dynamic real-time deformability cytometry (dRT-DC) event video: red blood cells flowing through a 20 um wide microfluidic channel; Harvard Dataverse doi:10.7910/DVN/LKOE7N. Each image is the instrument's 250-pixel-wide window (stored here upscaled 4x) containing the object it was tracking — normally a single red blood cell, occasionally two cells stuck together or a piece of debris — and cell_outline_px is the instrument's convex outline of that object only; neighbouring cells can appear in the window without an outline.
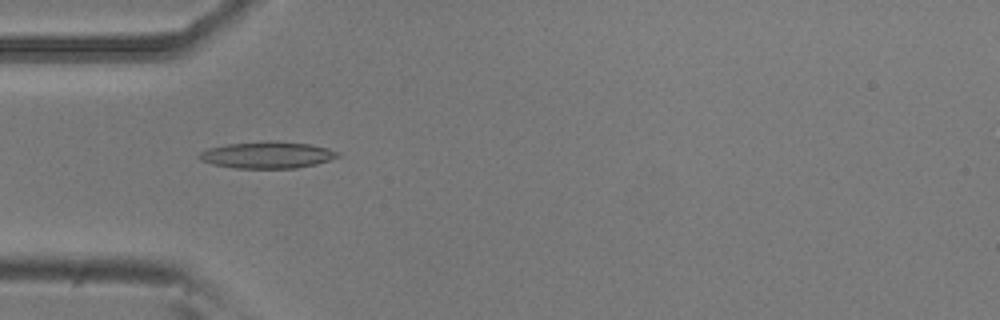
{"species": "common noctule bat (a hibernating species)", "species_latin": "Nyctalus noctula", "temperature_condition": "room temperature", "stored_images_in_passage": 53, "camera_frame_rate_fps": 3000, "um_per_image_px": 0.085, "animal": {"sex": "male", "body_mass_g": 20.5, "forearm_length_mm": 52.5}, "frame": {"image": 1, "passage_image": 16, "time_ms": 5.0, "image_size_px": [1000, 320], "cell_outline_px": [[340, 156], [316, 164], [296, 168], [232, 168], [212, 164], [200, 160], [196, 156], [200, 152], [208, 148], [228, 144], [264, 140], [276, 140], [312, 144], [328, 148], [340, 152]], "centroid_in_image_um": [22.71, 13.16], "position_along_channel_um": 62.3, "area_um2": 21.91}}
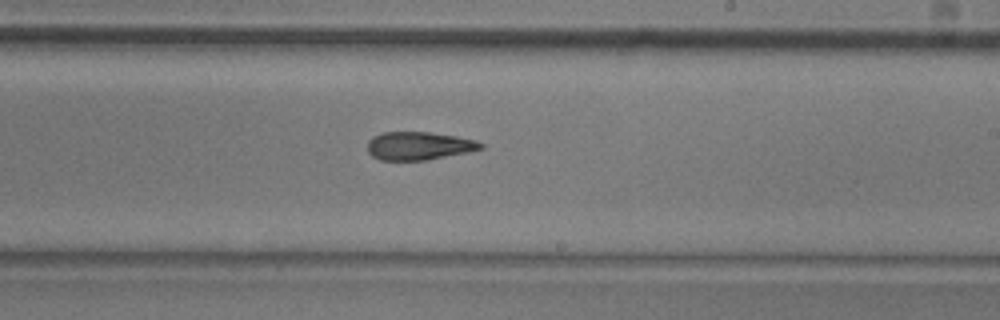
{"frame": {"image": 2, "passage_image": 31, "time_ms": 10.0, "image_size_px": [1000, 320], "cell_outline_px": [[484, 148], [468, 152], [428, 160], [380, 160], [372, 156], [368, 152], [368, 140], [372, 136], [384, 132], [428, 132], [456, 136], [476, 140], [484, 144]], "centroid_in_image_um": [35.61, 12.4], "position_along_channel_um": 253.4, "area_um2": 18.67}}
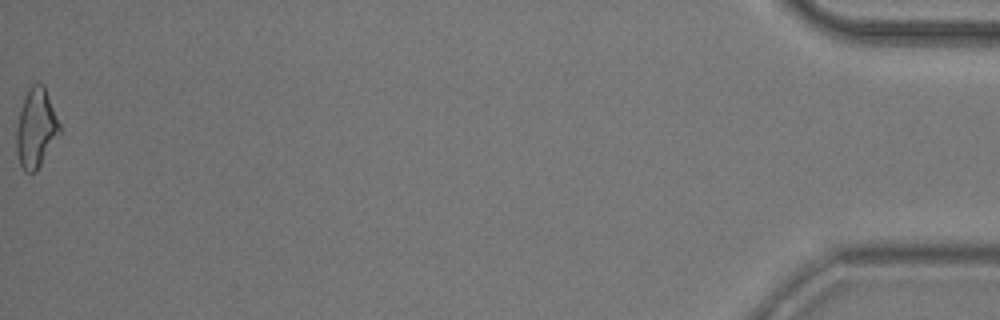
{"frame": {"image": 3, "passage_image": 53, "time_ms": 17.333, "image_size_px": [1000, 320], "cell_outline_px": [[60, 132], [36, 172], [24, 172], [20, 164], [16, 152], [16, 128], [20, 108], [28, 88], [32, 84], [44, 84], [60, 124]], "centroid_in_image_um": [3.04, 10.89], "position_along_channel_um": 432.2, "area_um2": 19.83}, "authors_computed_cell_mechanics": {"area_um2": 19.4786, "velocity_mm_per_s": 3.8221, "shape_relaxation_time_tau1_ms": 7.3277, "shape_relaxation_time_tau2_ms": 5.528, "deformation_change_tau1": 0.2005, "deformation_change_tau2": 0.1694}}